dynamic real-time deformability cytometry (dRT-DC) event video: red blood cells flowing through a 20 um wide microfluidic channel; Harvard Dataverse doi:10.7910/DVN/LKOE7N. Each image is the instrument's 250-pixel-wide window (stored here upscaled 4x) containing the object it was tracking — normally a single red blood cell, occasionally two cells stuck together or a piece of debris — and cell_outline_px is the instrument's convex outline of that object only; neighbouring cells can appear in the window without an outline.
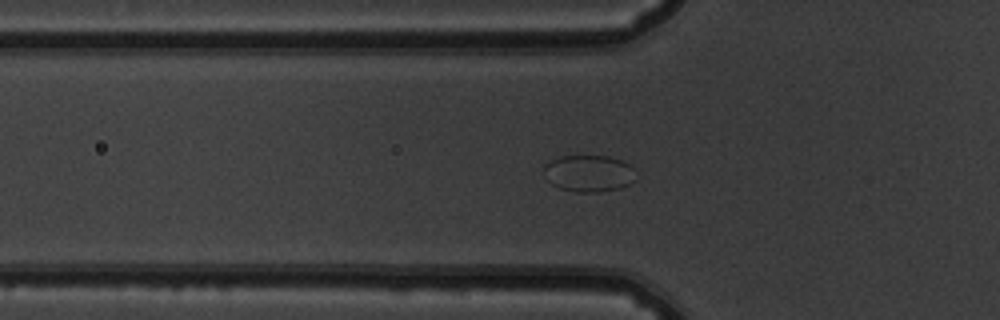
{"species": "common noctule bat (a hibernating species)", "species_latin": "Nyctalus noctula", "temperature_condition": "warm", "stored_images_in_passage": 37, "camera_frame_rate_fps": 3000, "um_per_image_px": 0.085, "animal": {"sex": "male", "body_mass_g": 19.5, "forearm_length_mm": 54.6}, "frame": {"image": 1, "passage_image": 2, "time_ms": 0.333, "image_size_px": [1000, 320], "cell_outline_px": [[636, 180], [620, 188], [600, 192], [576, 192], [560, 188], [552, 184], [544, 176], [544, 164], [560, 156], [608, 156], [620, 160], [628, 164], [632, 168]], "centroid_in_image_um": [50.03, 14.74], "position_along_channel_um": 75.8, "area_um2": 19.65}}
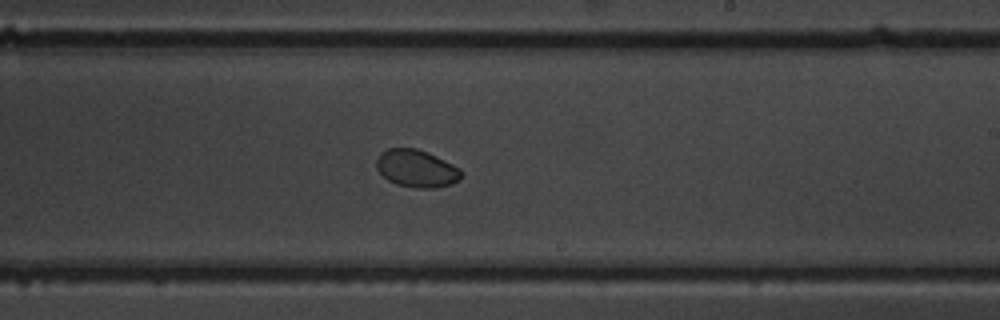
{"frame": {"image": 2, "passage_image": 16, "time_ms": 5.0, "image_size_px": [1000, 320], "cell_outline_px": [[464, 176], [460, 180], [452, 184], [432, 188], [416, 188], [396, 184], [388, 180], [376, 168], [376, 160], [380, 152], [388, 148], [416, 148], [436, 156], [460, 168]], "centroid_in_image_um": [35.41, 14.32], "position_along_channel_um": 253.6, "area_um2": 18.61}}
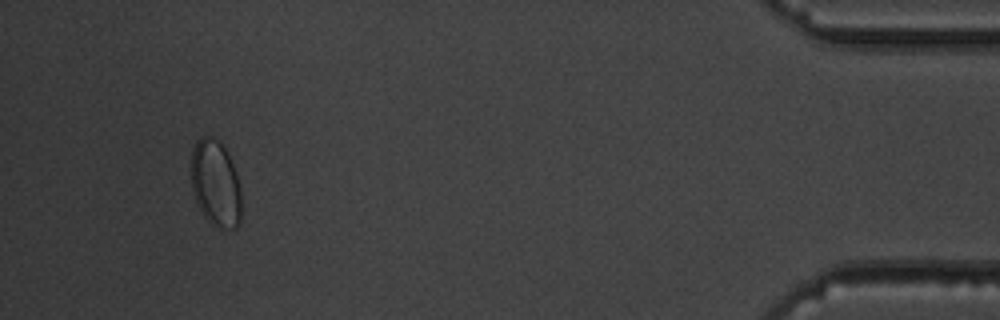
{"frame": {"image": 3, "passage_image": 34, "time_ms": 11.0, "image_size_px": [1000, 320], "cell_outline_px": [[240, 224], [236, 228], [216, 228], [200, 212], [196, 204], [192, 192], [192, 148], [196, 140], [200, 136], [212, 136], [224, 148], [236, 172], [240, 188]], "centroid_in_image_um": [18.3, 15.62], "position_along_channel_um": 416.9, "area_um2": 25.32}}